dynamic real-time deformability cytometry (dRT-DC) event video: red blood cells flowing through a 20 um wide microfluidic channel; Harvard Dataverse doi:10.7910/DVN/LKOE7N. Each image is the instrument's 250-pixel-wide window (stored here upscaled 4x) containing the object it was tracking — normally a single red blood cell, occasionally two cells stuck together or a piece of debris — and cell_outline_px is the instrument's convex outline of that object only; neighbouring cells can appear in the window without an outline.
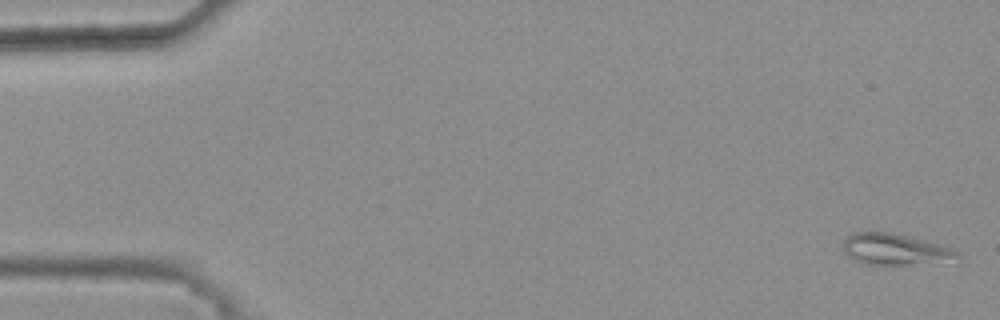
{"species": "common noctule bat (a hibernating species)", "species_latin": "Nyctalus noctula", "temperature_condition": "warm", "stored_images_in_passage": 9, "camera_frame_rate_fps": 3000, "um_per_image_px": 0.085, "animal": {"sex": "female", "body_mass_g": 25.1}, "frame": {"image": 1, "passage_image": 1, "time_ms": 0.0, "image_size_px": [1000, 320], "cell_outline_px": [[960, 260], [904, 264], [864, 264], [852, 260], [844, 252], [844, 240], [852, 232], [892, 232], [944, 244], [960, 252]], "centroid_in_image_um": [76.12, 21.18], "position_along_channel_um": 8.9, "area_um2": 21.04}}